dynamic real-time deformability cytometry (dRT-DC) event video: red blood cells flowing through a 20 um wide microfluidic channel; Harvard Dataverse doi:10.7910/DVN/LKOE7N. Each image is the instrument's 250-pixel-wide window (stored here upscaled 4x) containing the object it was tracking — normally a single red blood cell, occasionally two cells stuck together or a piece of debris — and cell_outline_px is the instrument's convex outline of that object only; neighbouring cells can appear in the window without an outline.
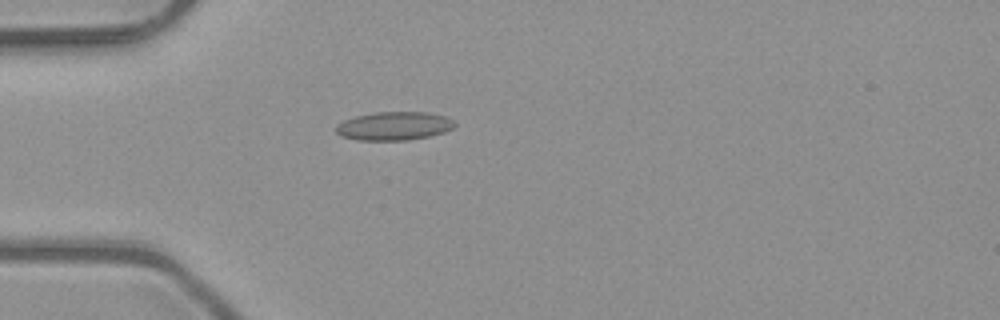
{"species": "common noctule bat (a hibernating species)", "species_latin": "Nyctalus noctula", "temperature_condition": "room temperature", "stored_images_in_passage": 1, "camera_frame_rate_fps": 3000, "um_per_image_px": 0.085, "animal": {"sex": "male", "body_mass_g": 23.1, "forearm_length_mm": 52.7}, "frame": {"image": 1, "passage_image": 1, "time_ms": 0.0, "image_size_px": [1000, 320], "cell_outline_px": [[456, 124], [452, 128], [444, 132], [428, 136], [408, 140], [356, 140], [340, 136], [336, 132], [336, 124], [344, 120], [356, 116], [376, 112], [428, 112], [444, 116], [452, 120]], "centroid_in_image_um": [33.46, 10.71], "position_along_channel_um": 51.5, "area_um2": 19.65}}